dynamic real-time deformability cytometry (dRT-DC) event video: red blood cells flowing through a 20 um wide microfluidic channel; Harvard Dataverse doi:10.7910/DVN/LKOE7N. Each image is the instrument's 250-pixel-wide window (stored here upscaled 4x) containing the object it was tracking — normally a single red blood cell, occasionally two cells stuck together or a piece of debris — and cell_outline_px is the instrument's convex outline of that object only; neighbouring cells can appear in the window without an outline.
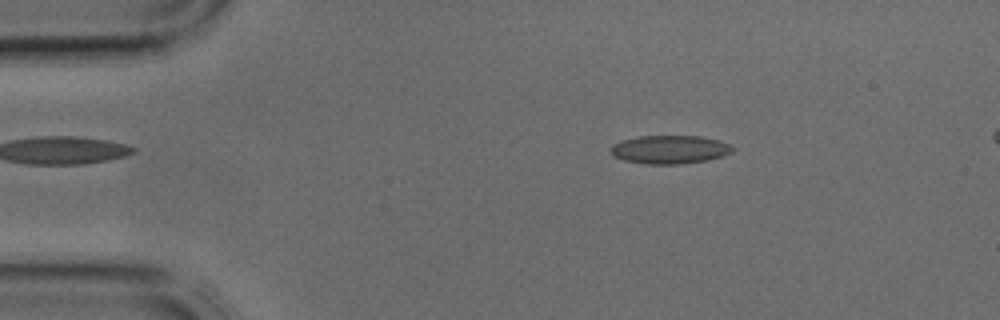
{"species": "common noctule bat (a hibernating species)", "species_latin": "Nyctalus noctula", "temperature_condition": "cold", "stored_images_in_passage": 4, "camera_frame_rate_fps": 3000, "um_per_image_px": 0.085, "animal": {"sex": "male", "body_mass_g": 17.9, "forearm_length_mm": 54.2}, "frame": {"image": 1, "passage_image": 2, "time_ms": 0.333, "image_size_px": [1000, 320], "cell_outline_px": [[736, 148], [732, 152], [708, 160], [680, 164], [648, 164], [624, 160], [612, 156], [608, 148], [612, 144], [624, 140], [640, 136], [700, 136], [720, 140]], "centroid_in_image_um": [56.91, 12.71], "position_along_channel_um": 28.1, "area_um2": 20.23}}